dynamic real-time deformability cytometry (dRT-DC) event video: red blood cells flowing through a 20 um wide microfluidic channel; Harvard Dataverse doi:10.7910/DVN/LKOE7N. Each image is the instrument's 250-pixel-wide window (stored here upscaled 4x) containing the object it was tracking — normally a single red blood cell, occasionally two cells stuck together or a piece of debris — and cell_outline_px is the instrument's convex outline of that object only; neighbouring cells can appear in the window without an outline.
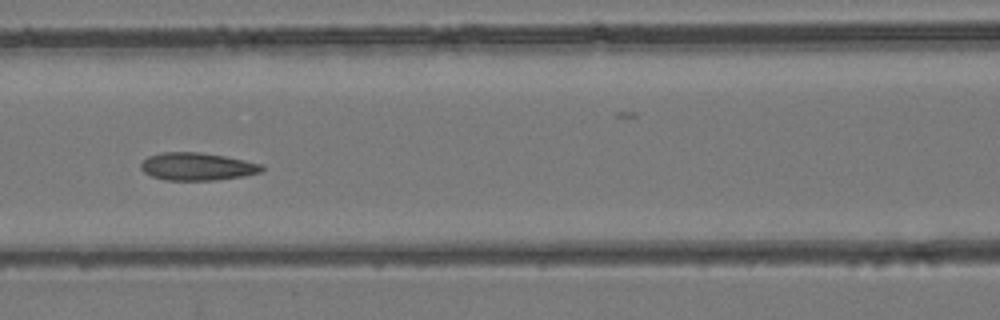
{"species": "common noctule bat (a hibernating species)", "species_latin": "Nyctalus noctula", "temperature_condition": "room temperature", "stored_images_in_passage": 4, "camera_frame_rate_fps": 3000, "um_per_image_px": 0.085, "animal": {"sex": "female", "body_mass_g": 24.6, "forearm_length_mm": 56.2}, "frame": {"image": 1, "passage_image": 3, "time_ms": 2.0, "image_size_px": [1000, 320], "cell_outline_px": [[264, 168], [260, 172], [244, 176], [216, 180], [164, 180], [152, 176], [144, 172], [140, 168], [140, 164], [148, 156], [164, 152], [200, 152], [224, 156], [244, 160], [260, 164]], "centroid_in_image_um": [16.73, 14.16], "position_along_channel_um": 149.9, "area_um2": 19.42}}
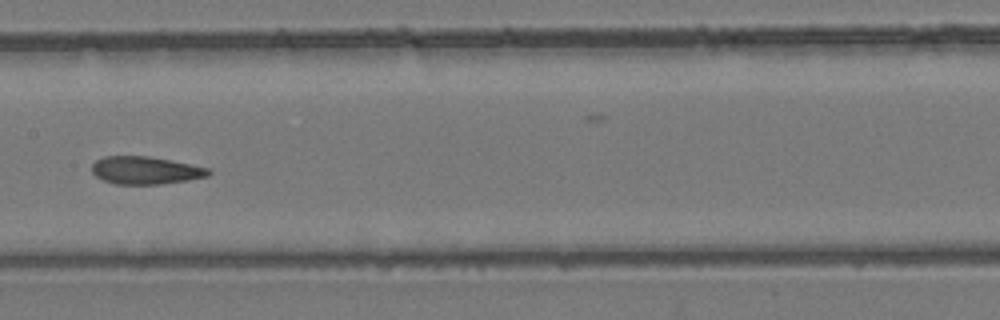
{"frame": {"image": 2, "passage_image": 4, "time_ms": 3.0, "image_size_px": [1000, 320], "cell_outline_px": [[212, 172], [208, 176], [160, 184], [116, 184], [104, 180], [96, 176], [92, 172], [92, 164], [96, 160], [104, 156], [148, 156], [208, 168]], "centroid_in_image_um": [12.32, 14.47], "position_along_channel_um": 195.1, "area_um2": 18.5}}